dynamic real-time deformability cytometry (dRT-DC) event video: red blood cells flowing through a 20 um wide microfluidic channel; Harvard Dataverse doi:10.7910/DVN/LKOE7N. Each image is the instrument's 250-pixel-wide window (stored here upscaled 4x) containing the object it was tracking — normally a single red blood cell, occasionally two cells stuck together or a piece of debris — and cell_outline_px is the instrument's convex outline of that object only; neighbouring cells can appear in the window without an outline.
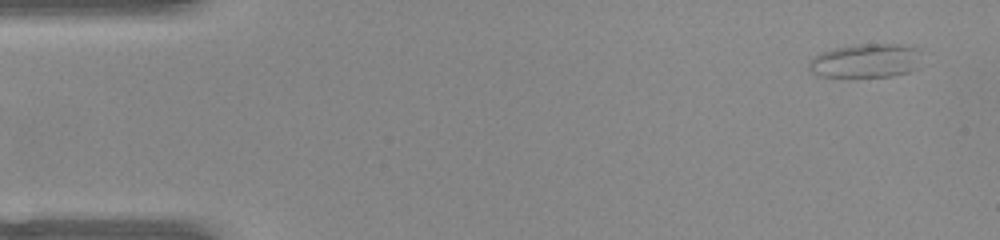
{"species": "common noctule bat (a hibernating species)", "species_latin": "Nyctalus noctula", "temperature_condition": "warm", "stored_images_in_passage": 50, "camera_frame_rate_fps": 3000, "um_per_image_px": 0.085, "animal": {"sex": "female", "body_mass_g": 22.0, "forearm_length_mm": 56.7}, "frame": {"image": 1, "passage_image": 1, "time_ms": 0.0, "image_size_px": [1000, 240], "cell_outline_px": [[920, 68], [908, 72], [892, 76], [820, 76], [812, 72], [808, 68], [808, 60], [820, 52], [836, 48], [856, 44], [900, 44], [920, 48]], "centroid_in_image_um": [73.63, 5.15], "position_along_channel_um": 11.4, "area_um2": 22.54}}
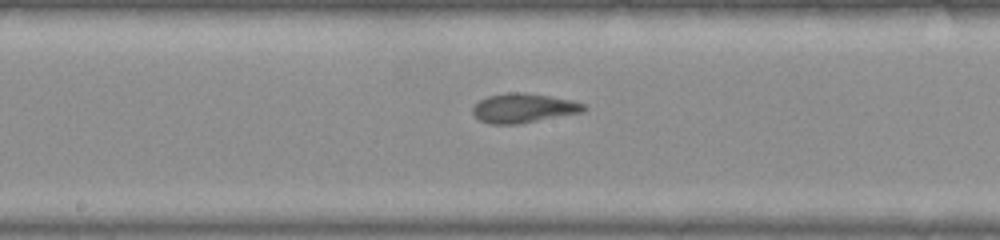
{"frame": {"image": 2, "passage_image": 25, "time_ms": 8.0, "image_size_px": [1000, 240], "cell_outline_px": [[588, 108], [584, 112], [520, 124], [488, 124], [480, 120], [472, 112], [472, 108], [480, 100], [488, 96], [508, 92], [524, 92], [548, 96], [568, 100], [584, 104]], "centroid_in_image_um": [44.5, 9.2], "position_along_channel_um": 203.7, "area_um2": 18.96}}
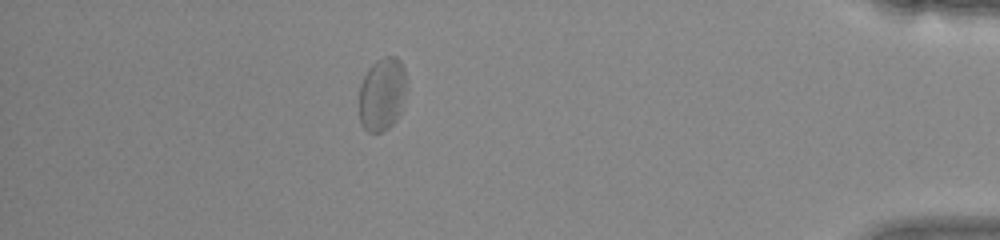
{"frame": {"image": 3, "passage_image": 44, "time_ms": 14.333, "image_size_px": [1000, 240], "cell_outline_px": [[408, 88], [400, 112], [396, 120], [388, 128], [380, 132], [368, 132], [364, 128], [360, 120], [360, 84], [368, 68], [376, 60], [384, 56], [396, 56], [400, 60], [404, 68]], "centroid_in_image_um": [32.51, 7.97], "position_along_channel_um": 402.7, "area_um2": 20.52}, "authors_computed_cell_mechanics": {"area_um2": 19.5942, "velocity_mm_per_s": 3.9021, "shape_relaxation_time_tau1_ms": 6.4688, "shape_relaxation_time_tau2_ms": 1.8323, "deformation_change_tau1": 0.1743, "deformation_change_tau2": 0.0853}}